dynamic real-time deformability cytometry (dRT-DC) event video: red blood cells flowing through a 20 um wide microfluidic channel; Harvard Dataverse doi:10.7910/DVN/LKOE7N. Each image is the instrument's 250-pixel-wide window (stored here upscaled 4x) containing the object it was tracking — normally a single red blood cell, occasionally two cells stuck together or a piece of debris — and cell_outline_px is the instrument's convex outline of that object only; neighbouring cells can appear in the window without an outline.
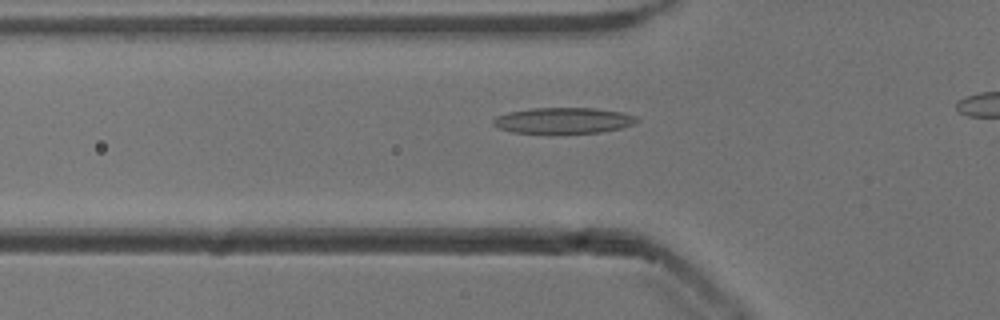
{"species": "common noctule bat (a hibernating species)", "species_latin": "Nyctalus noctula", "temperature_condition": "cold", "stored_images_in_passage": 36, "camera_frame_rate_fps": 3000, "um_per_image_px": 0.085, "animal": {"sex": "male", "body_mass_g": 13.3}, "frame": {"image": 1, "passage_image": 11, "time_ms": 3.333, "image_size_px": [1000, 320], "cell_outline_px": [[640, 120], [636, 124], [620, 128], [600, 132], [512, 132], [500, 128], [492, 124], [492, 120], [496, 116], [508, 112], [528, 108], [596, 108], [624, 112], [636, 116]], "centroid_in_image_um": [47.92, 10.22], "position_along_channel_um": 77.9, "area_um2": 21.56}}
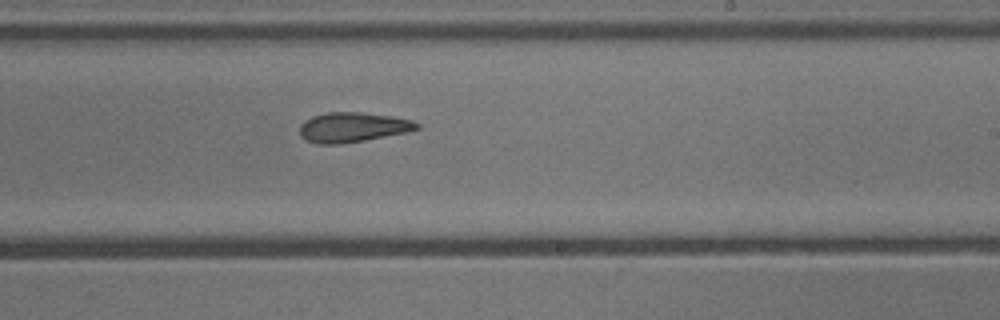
{"frame": {"image": 2, "passage_image": 25, "time_ms": 8.0, "image_size_px": [1000, 320], "cell_outline_px": [[420, 128], [408, 132], [364, 140], [340, 144], [316, 144], [304, 140], [300, 136], [300, 124], [304, 120], [312, 116], [328, 112], [360, 112], [392, 116], [412, 120], [420, 124]], "centroid_in_image_um": [29.95, 10.82], "position_along_channel_um": 259.0, "area_um2": 20.52}}
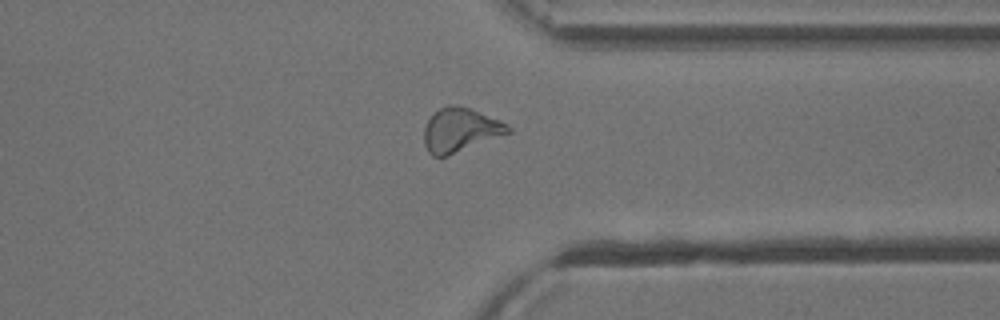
{"frame": {"image": 3, "passage_image": 34, "time_ms": 11.0, "image_size_px": [1000, 320], "cell_outline_px": [[512, 132], [448, 156], [432, 156], [428, 152], [424, 144], [424, 128], [428, 120], [440, 108], [448, 104], [456, 104], [468, 108], [496, 120], [512, 128]], "centroid_in_image_um": [39.08, 11.07], "position_along_channel_um": 372.3, "area_um2": 21.15}}